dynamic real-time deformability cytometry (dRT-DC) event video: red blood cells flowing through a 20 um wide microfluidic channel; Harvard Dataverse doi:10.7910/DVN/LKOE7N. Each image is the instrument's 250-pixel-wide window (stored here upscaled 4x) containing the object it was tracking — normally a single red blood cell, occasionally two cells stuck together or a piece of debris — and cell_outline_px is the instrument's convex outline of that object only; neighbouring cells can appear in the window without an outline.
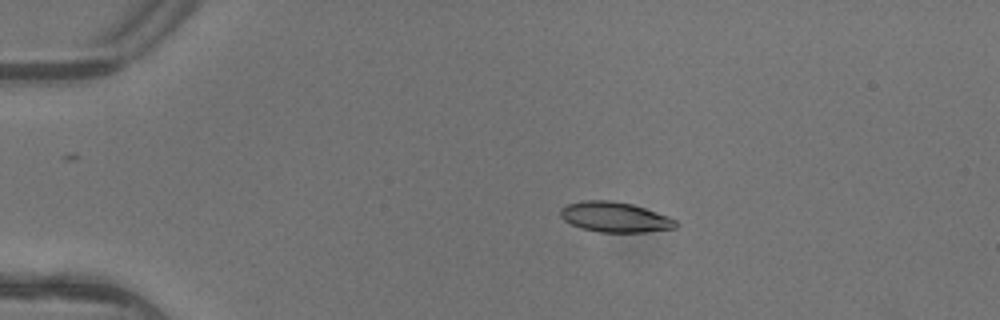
{"species": "common noctule bat (a hibernating species)", "species_latin": "Nyctalus noctula", "temperature_condition": "warm", "stored_images_in_passage": 6, "camera_frame_rate_fps": 3000, "um_per_image_px": 0.085, "animal": {"sex": "female"}, "frame": {"image": 1, "passage_image": 4, "time_ms": 1.0, "image_size_px": [1000, 320], "cell_outline_px": [[680, 224], [676, 228], [644, 232], [600, 232], [580, 228], [564, 220], [560, 216], [560, 208], [568, 204], [584, 200], [612, 200], [632, 204], [668, 216], [676, 220]], "centroid_in_image_um": [52.27, 18.45], "position_along_channel_um": 32.7, "area_um2": 20.35}}